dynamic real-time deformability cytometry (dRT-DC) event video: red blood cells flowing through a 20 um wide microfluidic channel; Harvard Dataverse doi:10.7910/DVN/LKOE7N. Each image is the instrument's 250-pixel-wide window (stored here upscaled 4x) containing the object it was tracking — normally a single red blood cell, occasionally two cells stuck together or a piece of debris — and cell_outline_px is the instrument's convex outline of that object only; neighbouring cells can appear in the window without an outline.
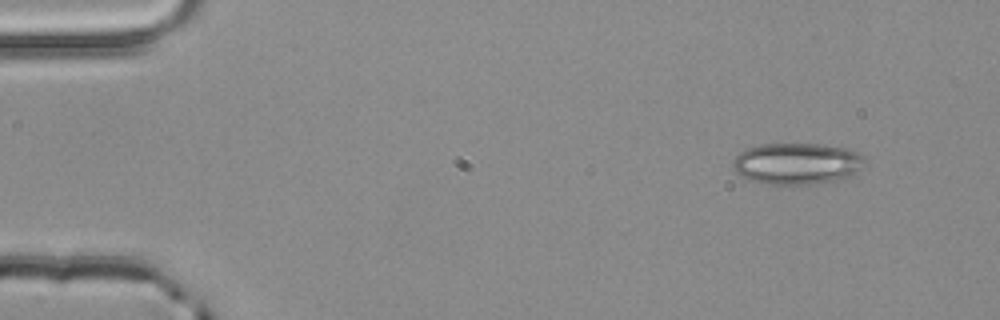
{"species": "common noctule bat (a hibernating species)", "species_latin": "Nyctalus noctula", "temperature_condition": "room temperature", "stored_images_in_passage": 4, "camera_frame_rate_fps": 3000, "um_per_image_px": 0.085, "animal": {"sex": "male", "body_mass_g": 20.4}, "frame": {"image": 1, "passage_image": 1, "time_ms": 0.0, "image_size_px": [1000, 320], "cell_outline_px": [[864, 160], [856, 172], [848, 176], [836, 180], [812, 184], [764, 184], [748, 180], [740, 176], [736, 172], [732, 164], [732, 160], [740, 152], [748, 148], [764, 144], [824, 144], [844, 148], [856, 152], [864, 156]], "centroid_in_image_um": [67.68, 13.91], "position_along_channel_um": 17.3, "area_um2": 31.67}}